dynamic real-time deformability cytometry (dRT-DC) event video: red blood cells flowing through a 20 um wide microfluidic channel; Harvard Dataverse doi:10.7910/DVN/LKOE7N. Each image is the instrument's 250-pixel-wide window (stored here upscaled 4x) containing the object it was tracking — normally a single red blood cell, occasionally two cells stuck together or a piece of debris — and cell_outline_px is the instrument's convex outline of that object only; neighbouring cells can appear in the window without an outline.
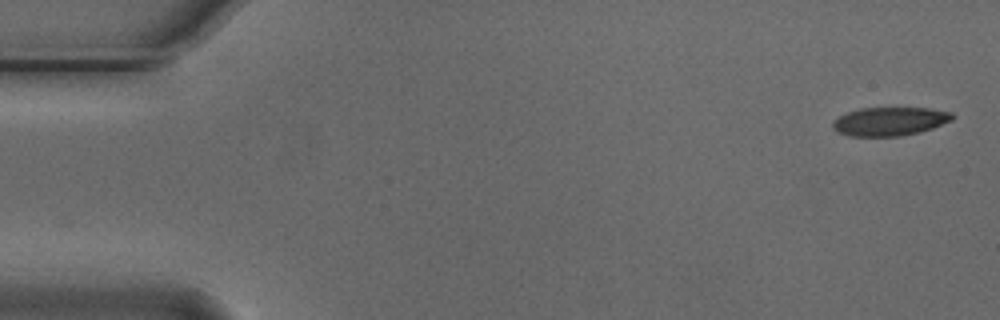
{"species": "Egyptian fruit bat (a non-hibernating species)", "species_latin": "Rousettus aegyptiacus", "temperature_condition": "cold", "stored_images_in_passage": 4, "camera_frame_rate_fps": 3000, "um_per_image_px": 0.085, "animal": {"sex": "male"}, "frame": {"image": 1, "passage_image": 1, "time_ms": 0.0, "image_size_px": [1000, 320], "cell_outline_px": [[956, 116], [952, 120], [932, 128], [920, 132], [900, 136], [848, 136], [836, 132], [832, 128], [832, 124], [840, 116], [848, 112], [860, 108], [932, 108], [952, 112]], "centroid_in_image_um": [75.65, 10.32], "position_along_channel_um": 9.3, "area_um2": 20.0}}
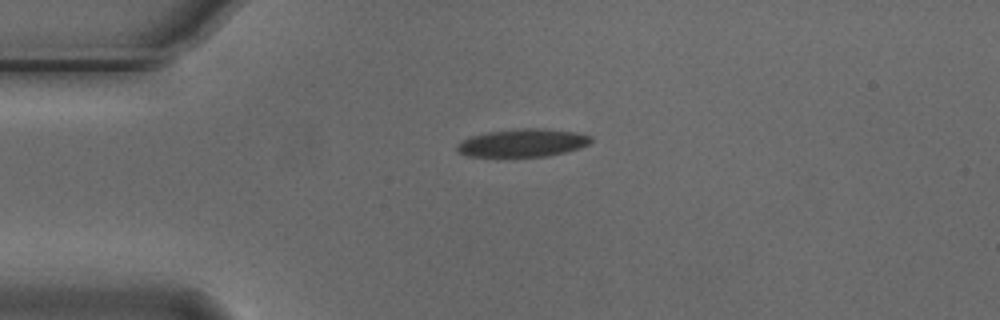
{"frame": {"image": 2, "passage_image": 4, "time_ms": 1.0, "image_size_px": [1000, 320], "cell_outline_px": [[592, 140], [588, 144], [580, 148], [564, 152], [544, 156], [468, 156], [460, 152], [456, 148], [456, 144], [460, 140], [472, 136], [488, 132], [520, 128], [540, 128], [576, 132], [592, 136]], "centroid_in_image_um": [44.42, 12.13], "position_along_channel_um": 40.6, "area_um2": 21.62}}